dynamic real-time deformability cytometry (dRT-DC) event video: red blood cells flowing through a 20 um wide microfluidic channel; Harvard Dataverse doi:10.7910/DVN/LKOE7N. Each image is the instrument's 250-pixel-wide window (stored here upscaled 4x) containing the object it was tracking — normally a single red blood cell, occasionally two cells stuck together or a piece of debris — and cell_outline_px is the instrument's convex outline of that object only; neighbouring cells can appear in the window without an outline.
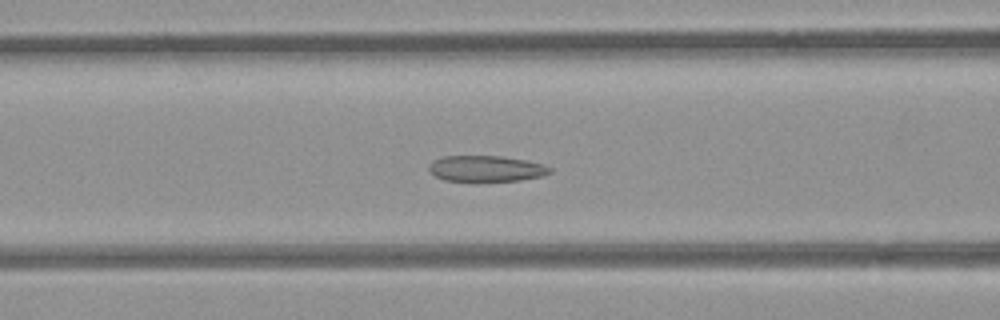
{"species": "common noctule bat (a hibernating species)", "species_latin": "Nyctalus noctula", "temperature_condition": "room temperature", "stored_images_in_passage": 48, "camera_frame_rate_fps": 3000, "um_per_image_px": 0.085, "animal": {"sex": "female", "body_mass_g": 21.9}, "frame": {"image": 1, "passage_image": 16, "time_ms": 5.0, "image_size_px": [1000, 320], "cell_outline_px": [[552, 172], [540, 176], [520, 180], [476, 184], [472, 184], [444, 180], [436, 176], [428, 168], [428, 164], [432, 160], [444, 156], [500, 156], [524, 160], [544, 164], [552, 168]], "centroid_in_image_um": [41.28, 14.38], "position_along_channel_um": 125.3, "area_um2": 19.13}}
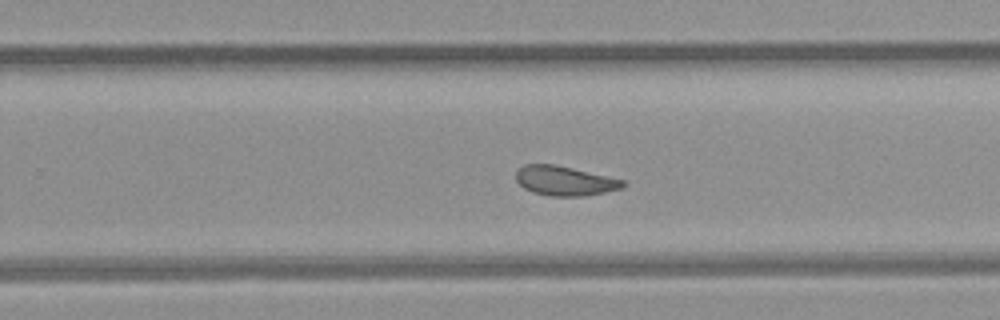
{"frame": {"image": 2, "passage_image": 28, "time_ms": 9.0, "image_size_px": [1000, 320], "cell_outline_px": [[628, 184], [620, 188], [604, 192], [584, 196], [552, 196], [532, 192], [524, 188], [516, 180], [516, 172], [524, 164], [556, 164], [608, 176], [624, 180]], "centroid_in_image_um": [48.0, 15.36], "position_along_channel_um": 281.8, "area_um2": 18.38}}
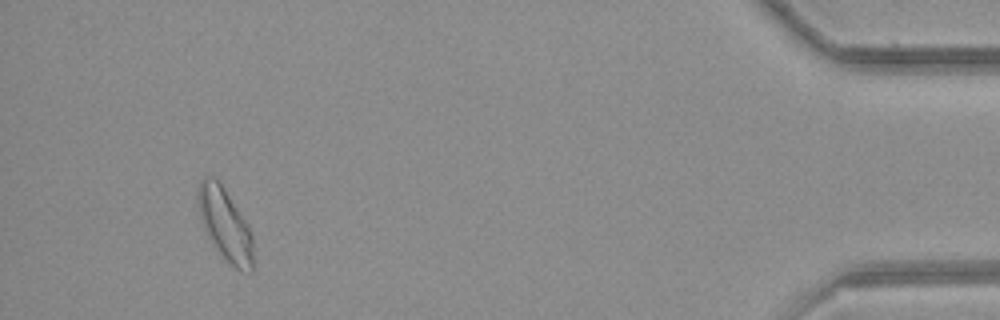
{"frame": {"image": 3, "passage_image": 44, "time_ms": 14.333, "image_size_px": [1000, 320], "cell_outline_px": [[252, 272], [240, 272], [212, 244], [200, 220], [196, 200], [196, 192], [200, 180], [204, 176], [216, 176], [244, 220], [252, 236]], "centroid_in_image_um": [19.07, 19.02], "position_along_channel_um": 416.1, "area_um2": 22.95}, "authors_computed_cell_mechanics": {"area_um2": 20.1722, "velocity_mm_per_s": 3.9185, "shape_relaxation_time_tau1_ms": null, "shape_relaxation_time_tau2_ms": 1.7858, "deformation_change_tau1": null, "deformation_change_tau2": 0.084}}